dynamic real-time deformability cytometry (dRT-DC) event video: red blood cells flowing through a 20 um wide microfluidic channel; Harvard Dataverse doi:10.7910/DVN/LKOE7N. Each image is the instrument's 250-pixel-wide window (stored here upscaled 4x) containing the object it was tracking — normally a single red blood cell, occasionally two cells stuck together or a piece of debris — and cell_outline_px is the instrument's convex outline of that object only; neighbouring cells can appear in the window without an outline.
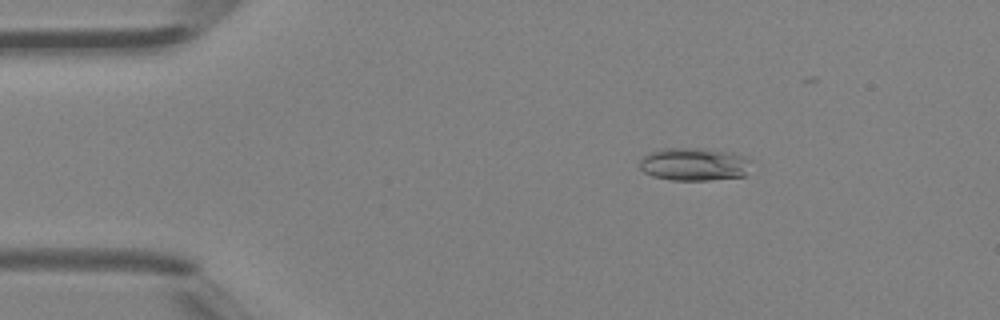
{"species": "Egyptian fruit bat (a non-hibernating species)", "species_latin": "Rousettus aegyptiacus", "temperature_condition": "room temperature", "stored_images_in_passage": 5, "camera_frame_rate_fps": 3000, "um_per_image_px": 0.085, "animal": {"sex": "female"}, "frame": {"image": 1, "passage_image": 2, "time_ms": 1.0, "image_size_px": [1000, 320], "cell_outline_px": [[752, 160], [744, 176], [708, 180], [672, 180], [652, 176], [644, 172], [640, 168], [640, 160], [644, 156], [652, 152], [664, 148], [704, 148], [736, 152], [748, 156]], "centroid_in_image_um": [59.06, 13.94], "position_along_channel_um": 25.9, "area_um2": 21.68}}
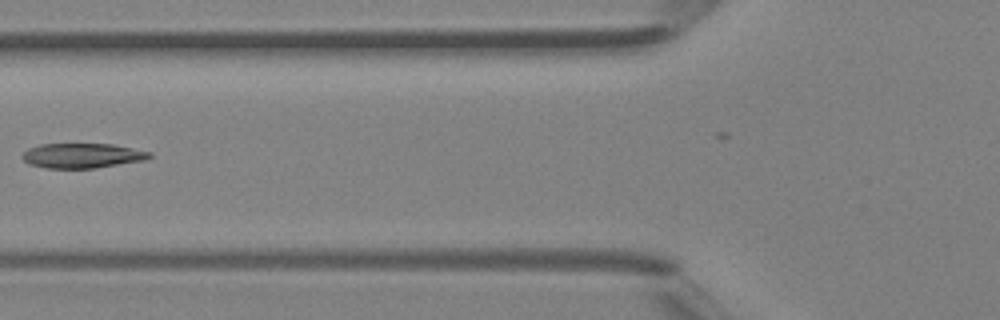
{"frame": {"image": 2, "passage_image": 5, "time_ms": 4.667, "image_size_px": [1000, 320], "cell_outline_px": [[152, 156], [144, 160], [96, 168], [44, 168], [28, 164], [20, 156], [28, 148], [40, 144], [112, 144], [152, 152]], "centroid_in_image_um": [6.96, 13.23], "position_along_channel_um": 118.8, "area_um2": 18.44}}